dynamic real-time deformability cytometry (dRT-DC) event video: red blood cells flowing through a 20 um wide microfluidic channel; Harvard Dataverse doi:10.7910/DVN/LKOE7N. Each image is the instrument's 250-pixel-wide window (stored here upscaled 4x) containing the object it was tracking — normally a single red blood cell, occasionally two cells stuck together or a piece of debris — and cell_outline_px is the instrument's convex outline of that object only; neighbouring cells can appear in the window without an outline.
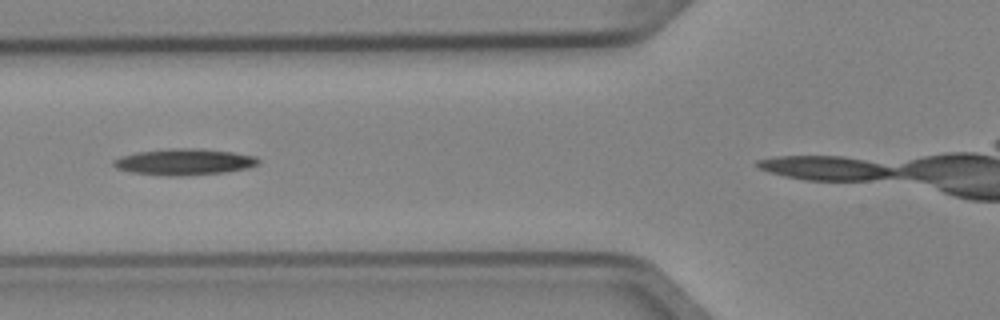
{"species": "Egyptian fruit bat (a non-hibernating species)", "species_latin": "Rousettus aegyptiacus", "temperature_condition": "cold", "stored_images_in_passage": 5, "camera_frame_rate_fps": 3000, "um_per_image_px": 0.085, "animal": {"sex": "female"}, "frame": {"image": 1, "passage_image": 4, "time_ms": 1.0, "image_size_px": [1000, 320], "cell_outline_px": [[260, 164], [248, 168], [224, 172], [180, 176], [168, 176], [132, 172], [116, 168], [112, 164], [112, 160], [120, 156], [136, 152], [172, 148], [196, 148], [232, 152], [256, 156], [260, 160]], "centroid_in_image_um": [15.66, 13.75], "position_along_channel_um": 110.1, "area_um2": 22.25}}